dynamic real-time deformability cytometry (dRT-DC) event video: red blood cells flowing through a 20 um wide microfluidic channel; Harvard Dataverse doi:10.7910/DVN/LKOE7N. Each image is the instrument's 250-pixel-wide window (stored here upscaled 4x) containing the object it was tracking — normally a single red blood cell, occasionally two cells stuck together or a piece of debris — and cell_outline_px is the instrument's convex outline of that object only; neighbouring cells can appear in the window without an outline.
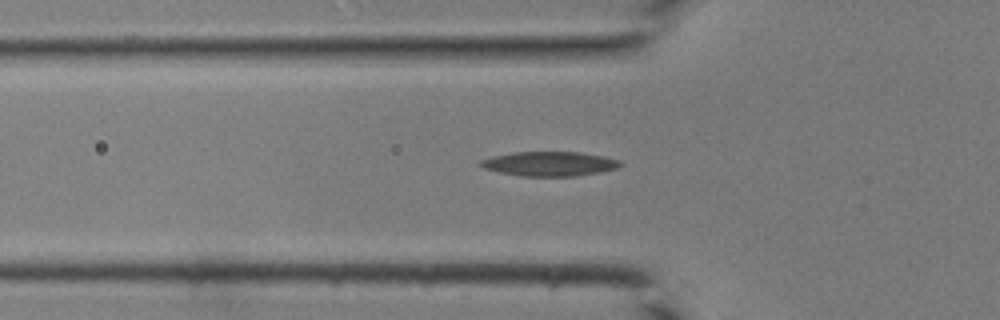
{"species": "common noctule bat (a hibernating species)", "species_latin": "Nyctalus noctula", "temperature_condition": "room temperature", "stored_images_in_passage": 33, "camera_frame_rate_fps": 3000, "um_per_image_px": 0.085, "animal": {"sex": "male", "body_mass_g": 19.0, "forearm_length_mm": 50.8}, "frame": {"image": 1, "passage_image": 4, "time_ms": 1.0, "image_size_px": [1000, 320], "cell_outline_px": [[624, 164], [616, 168], [600, 172], [576, 176], [520, 176], [500, 172], [484, 168], [476, 164], [480, 160], [492, 156], [512, 152], [580, 152], [604, 156], [620, 160]], "centroid_in_image_um": [46.69, 13.92], "position_along_channel_um": 79.1, "area_um2": 20.06}}
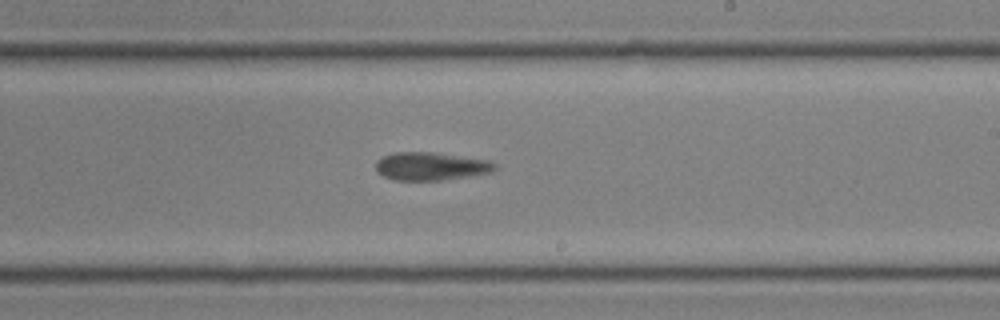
{"frame": {"image": 2, "passage_image": 15, "time_ms": 4.667, "image_size_px": [1000, 320], "cell_outline_px": [[496, 168], [492, 172], [440, 180], [396, 180], [384, 176], [376, 172], [376, 160], [384, 156], [396, 152], [432, 152], [484, 160], [496, 164]], "centroid_in_image_um": [36.56, 14.13], "position_along_channel_um": 252.4, "area_um2": 19.07}}
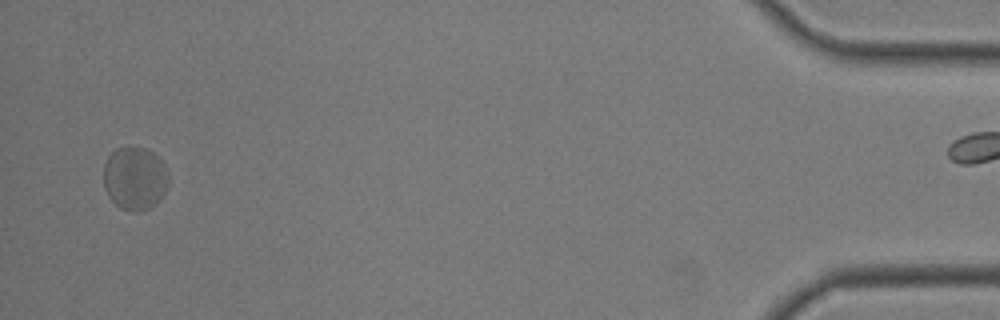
{"frame": {"image": 3, "passage_image": 31, "time_ms": 10.0, "image_size_px": [1000, 320], "cell_outline_px": [[168, 184], [160, 200], [156, 204], [148, 208], [136, 212], [132, 212], [120, 208], [108, 196], [104, 188], [104, 164], [108, 156], [116, 148], [144, 148], [152, 152], [164, 164], [168, 172]], "centroid_in_image_um": [11.45, 15.18], "position_along_channel_um": 423.7, "area_um2": 23.87}}